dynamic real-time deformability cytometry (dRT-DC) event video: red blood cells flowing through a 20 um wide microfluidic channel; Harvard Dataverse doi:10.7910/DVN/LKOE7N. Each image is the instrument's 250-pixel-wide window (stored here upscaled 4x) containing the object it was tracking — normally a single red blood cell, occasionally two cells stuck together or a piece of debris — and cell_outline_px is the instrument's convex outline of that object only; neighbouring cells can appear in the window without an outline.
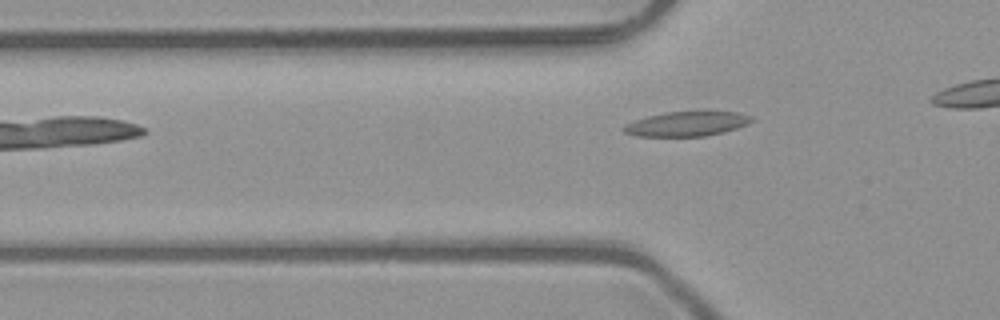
{"species": "common noctule bat (a hibernating species)", "species_latin": "Nyctalus noctula", "temperature_condition": "room temperature", "stored_images_in_passage": 4, "camera_frame_rate_fps": 3000, "um_per_image_px": 0.085, "animal": {"sex": "male", "body_mass_g": 23.1, "forearm_length_mm": 52.7}, "frame": {"image": 1, "passage_image": 4, "time_ms": 1.0, "image_size_px": [1000, 320], "cell_outline_px": [[752, 120], [748, 124], [724, 132], [704, 136], [636, 136], [624, 132], [620, 128], [624, 124], [648, 116], [664, 112], [704, 108], [708, 108], [736, 112], [752, 116]], "centroid_in_image_um": [58.41, 10.47], "position_along_channel_um": 67.4, "area_um2": 19.31}}